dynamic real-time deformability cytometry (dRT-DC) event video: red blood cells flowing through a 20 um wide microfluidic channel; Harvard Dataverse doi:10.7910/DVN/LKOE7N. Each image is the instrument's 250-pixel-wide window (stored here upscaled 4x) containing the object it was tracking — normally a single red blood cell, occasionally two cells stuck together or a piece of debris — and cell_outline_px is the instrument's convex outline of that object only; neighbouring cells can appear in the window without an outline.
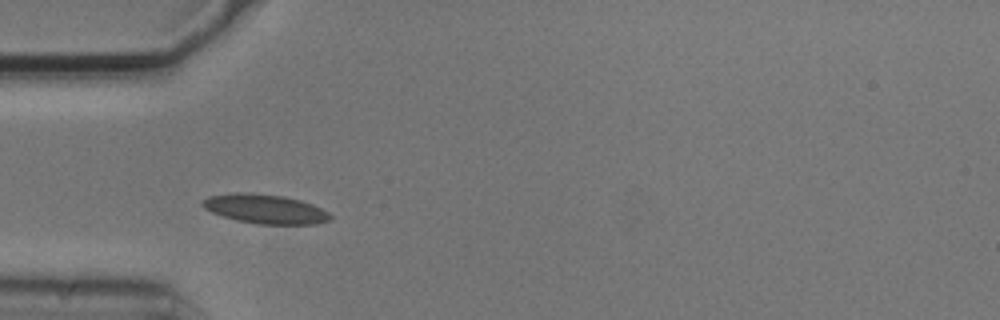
{"species": "common noctule bat (a hibernating species)", "species_latin": "Nyctalus noctula", "temperature_condition": "cold", "stored_images_in_passage": 3, "camera_frame_rate_fps": 3000, "um_per_image_px": 0.085, "animal": {"sex": "male", "body_mass_g": 20.5, "forearm_length_mm": 52.5}, "frame": {"image": 1, "passage_image": 2, "time_ms": 0.333, "image_size_px": [1000, 320], "cell_outline_px": [[332, 216], [328, 220], [316, 224], [256, 224], [236, 220], [212, 212], [204, 208], [200, 204], [208, 196], [232, 192], [248, 192], [284, 196], [300, 200], [312, 204], [328, 212]], "centroid_in_image_um": [22.51, 17.75], "position_along_channel_um": 62.5, "area_um2": 21.79}}
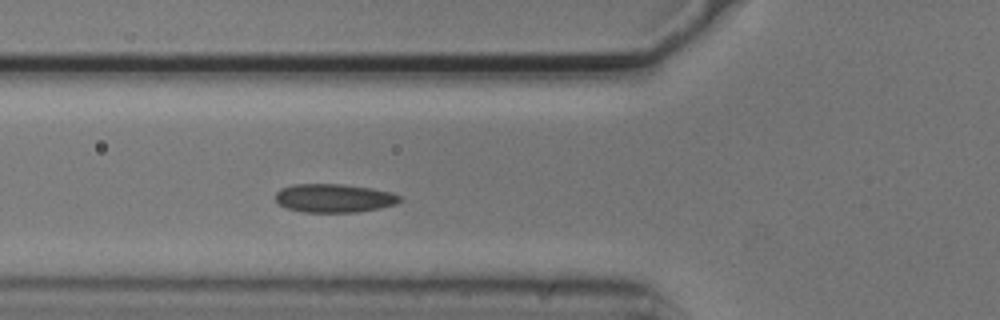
{"frame": {"image": 2, "passage_image": 3, "time_ms": 0.667, "image_size_px": [1000, 320], "cell_outline_px": [[404, 200], [396, 204], [380, 208], [356, 212], [304, 212], [288, 208], [280, 204], [276, 200], [276, 192], [280, 188], [292, 184], [344, 184], [372, 188], [392, 192], [404, 196]], "centroid_in_image_um": [28.46, 16.83], "position_along_channel_um": 97.3, "area_um2": 20.92}}